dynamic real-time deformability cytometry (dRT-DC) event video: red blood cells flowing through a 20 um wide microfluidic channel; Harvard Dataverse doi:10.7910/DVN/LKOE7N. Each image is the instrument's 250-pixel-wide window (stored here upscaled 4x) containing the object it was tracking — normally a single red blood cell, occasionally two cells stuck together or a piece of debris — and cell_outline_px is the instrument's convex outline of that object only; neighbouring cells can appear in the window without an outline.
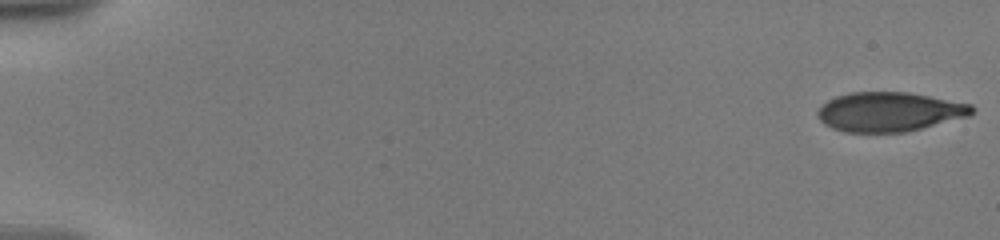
{"species": "human", "species_latin": "Homo sapiens", "temperature_condition": "warm", "stored_images_in_passage": 28, "camera_frame_rate_fps": 3000, "um_per_image_px": 0.085, "donor": {"sex": "male"}, "frame": {"image": 1, "passage_image": 1, "time_ms": 0.0, "image_size_px": [1000, 240], "cell_outline_px": [[976, 108], [968, 116], [908, 132], [844, 132], [832, 128], [824, 124], [816, 116], [816, 112], [828, 100], [836, 96], [848, 92], [908, 92], [972, 104]], "centroid_in_image_um": [75.58, 9.5], "position_along_channel_um": 9.4, "area_um2": 35.49}}
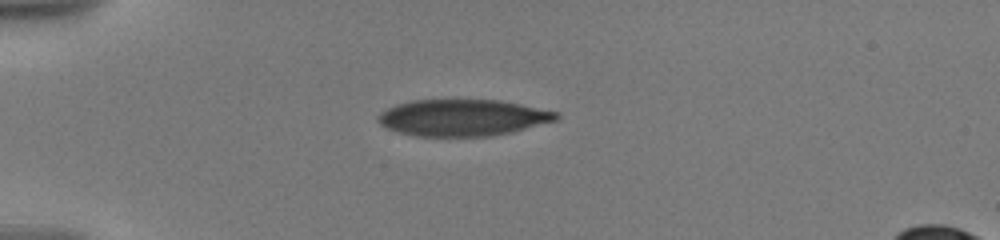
{"frame": {"image": 2, "passage_image": 23, "time_ms": 5.0, "image_size_px": [1000, 240], "cell_outline_px": [[560, 116], [556, 120], [512, 132], [492, 136], [416, 136], [400, 132], [388, 128], [380, 124], [376, 120], [376, 116], [380, 112], [396, 104], [412, 100], [500, 100], [560, 112]], "centroid_in_image_um": [39.33, 10.0], "position_along_channel_um": 45.7, "area_um2": 37.97}}